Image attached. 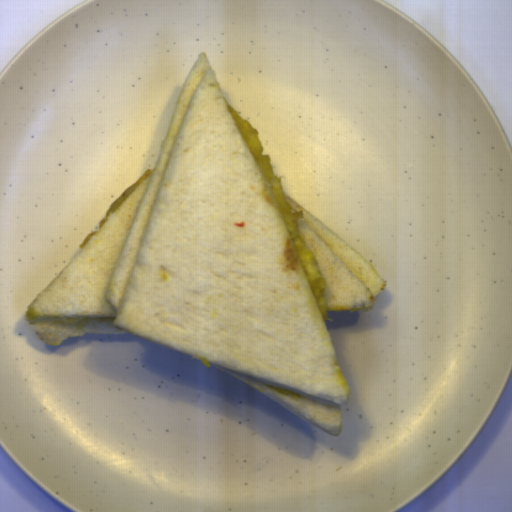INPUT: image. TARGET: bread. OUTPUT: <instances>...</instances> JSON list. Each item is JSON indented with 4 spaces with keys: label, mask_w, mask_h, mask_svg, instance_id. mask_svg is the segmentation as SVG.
Here are the masks:
<instances>
[{
    "label": "bread",
    "mask_w": 512,
    "mask_h": 512,
    "mask_svg": "<svg viewBox=\"0 0 512 512\" xmlns=\"http://www.w3.org/2000/svg\"><path fill=\"white\" fill-rule=\"evenodd\" d=\"M281 190L289 208L301 212L297 230L323 276L328 311L368 313L385 290L384 280L363 255Z\"/></svg>",
    "instance_id": "2"
},
{
    "label": "bread",
    "mask_w": 512,
    "mask_h": 512,
    "mask_svg": "<svg viewBox=\"0 0 512 512\" xmlns=\"http://www.w3.org/2000/svg\"><path fill=\"white\" fill-rule=\"evenodd\" d=\"M47 347L132 333L339 436L348 378L274 196L201 51L160 157L29 304Z\"/></svg>",
    "instance_id": "1"
}]
</instances>
